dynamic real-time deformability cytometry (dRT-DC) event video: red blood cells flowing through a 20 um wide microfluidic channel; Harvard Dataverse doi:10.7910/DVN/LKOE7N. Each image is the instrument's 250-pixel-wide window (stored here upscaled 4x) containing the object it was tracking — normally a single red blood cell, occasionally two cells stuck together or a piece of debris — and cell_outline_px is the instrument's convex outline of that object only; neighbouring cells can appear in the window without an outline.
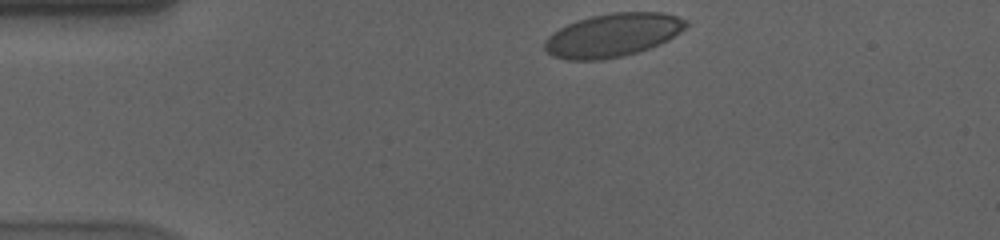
{"species": "human", "species_latin": "Homo sapiens", "temperature_condition": "cold", "stored_images_in_passage": 47, "camera_frame_rate_fps": 3000, "um_per_image_px": 0.085, "donor": {"sex": "male"}, "frame": {"image": 1, "passage_image": 1, "time_ms": 0.0, "image_size_px": [1000, 240], "cell_outline_px": [[688, 24], [680, 32], [668, 40], [660, 44], [624, 56], [604, 60], [568, 60], [552, 56], [544, 48], [544, 40], [552, 32], [568, 24], [592, 16], [612, 12], [664, 12], [688, 20]], "centroid_in_image_um": [52.08, 2.99], "position_along_channel_um": 32.9, "area_um2": 35.78}}
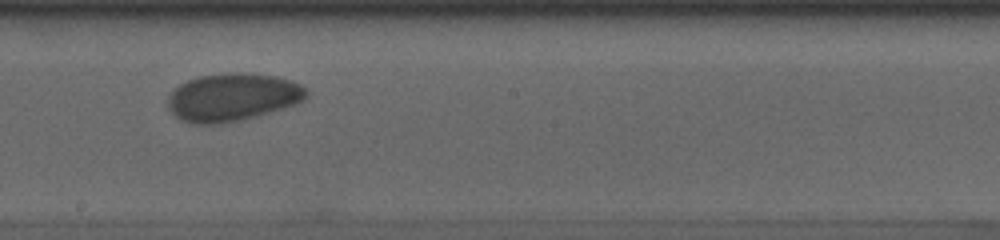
{"frame": {"image": 2, "passage_image": 22, "time_ms": 7.0, "image_size_px": [1000, 240], "cell_outline_px": [[308, 96], [304, 100], [296, 104], [256, 116], [240, 120], [220, 124], [192, 124], [180, 120], [168, 108], [168, 96], [180, 84], [196, 76], [224, 72], [244, 72], [276, 76], [292, 80], [300, 84], [308, 92]], "centroid_in_image_um": [19.76, 8.25], "position_along_channel_um": 228.4, "area_um2": 38.96}}
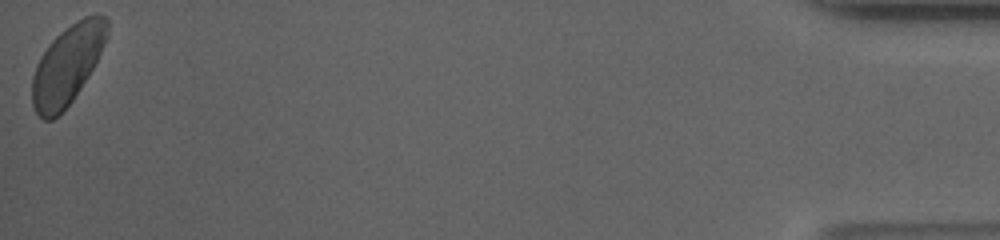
{"frame": {"image": 3, "passage_image": 47, "time_ms": 15.333, "image_size_px": [1000, 240], "cell_outline_px": [[108, 36], [88, 76], [72, 100], [52, 120], [44, 120], [36, 112], [32, 104], [32, 76], [36, 64], [40, 56], [48, 44], [60, 32], [84, 16], [96, 12], [104, 16], [108, 20]], "centroid_in_image_um": [5.72, 5.47], "position_along_channel_um": 429.5, "area_um2": 34.28}, "authors_computed_cell_mechanics": {"area_um2": 36.414, "velocity_mm_per_s": 3.533, "shape_relaxation_time_tau1_ms": 3.8367, "shape_relaxation_time_tau2_ms": 5.3441, "deformation_change_tau1": 0.0643, "deformation_change_tau2": 0.0703}}